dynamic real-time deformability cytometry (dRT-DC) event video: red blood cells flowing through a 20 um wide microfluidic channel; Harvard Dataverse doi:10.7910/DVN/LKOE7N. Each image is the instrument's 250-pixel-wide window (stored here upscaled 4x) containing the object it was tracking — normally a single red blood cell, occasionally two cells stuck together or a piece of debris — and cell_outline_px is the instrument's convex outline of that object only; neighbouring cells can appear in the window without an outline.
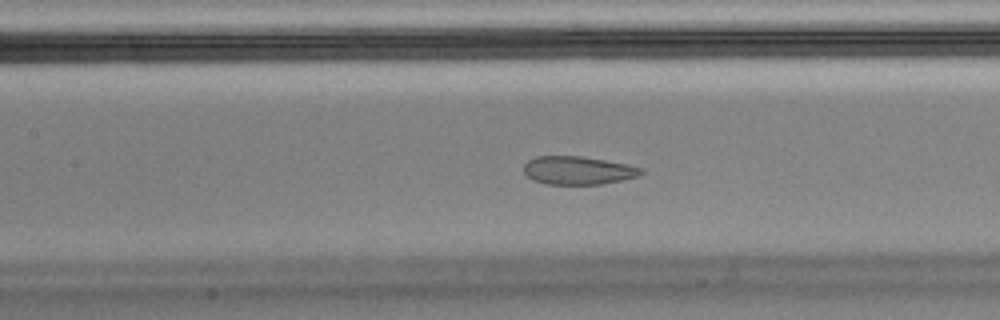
{"species": "Egyptian fruit bat (a non-hibernating species)", "species_latin": "Rousettus aegyptiacus", "temperature_condition": "cold", "stored_images_in_passage": 56, "camera_frame_rate_fps": 3000, "um_per_image_px": 0.085, "animal": {"sex": "male"}, "frame": {"image": 1, "passage_image": 25, "time_ms": 8.0, "image_size_px": [1000, 320], "cell_outline_px": [[644, 172], [636, 176], [620, 180], [600, 184], [544, 184], [532, 180], [524, 172], [524, 164], [528, 160], [536, 156], [580, 156], [628, 164], [644, 168]], "centroid_in_image_um": [49.11, 14.48], "position_along_channel_um": 158.3, "area_um2": 19.25}}